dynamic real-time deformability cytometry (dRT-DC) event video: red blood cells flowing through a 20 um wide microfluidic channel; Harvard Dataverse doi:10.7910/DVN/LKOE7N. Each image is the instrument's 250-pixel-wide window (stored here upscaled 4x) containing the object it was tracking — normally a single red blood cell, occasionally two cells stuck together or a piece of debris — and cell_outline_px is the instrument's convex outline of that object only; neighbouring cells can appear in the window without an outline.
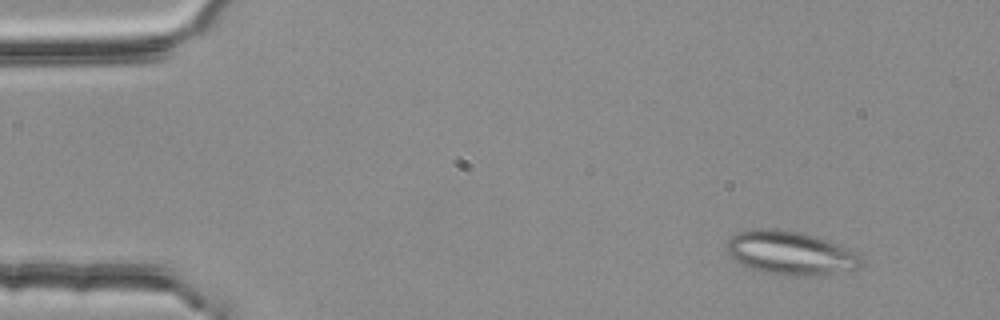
{"species": "common noctule bat (a hibernating species)", "species_latin": "Nyctalus noctula", "temperature_condition": "room temperature", "stored_images_in_passage": 53, "segment_of_instrument_passage": [1, 2], "camera_frame_rate_fps": 3000, "um_per_image_px": 0.085, "animal": {"sex": "female", "body_mass_g": 25.1}, "frame": {"image": 1, "passage_image": 6, "time_ms": 1.667, "image_size_px": [1000, 320], "cell_outline_px": [[864, 260], [856, 268], [820, 276], [788, 276], [764, 272], [740, 264], [728, 252], [724, 244], [736, 232], [756, 228], [776, 228], [804, 232], [828, 240], [848, 248], [856, 252]], "centroid_in_image_um": [67.18, 21.49], "position_along_channel_um": 17.8, "area_um2": 34.56}}